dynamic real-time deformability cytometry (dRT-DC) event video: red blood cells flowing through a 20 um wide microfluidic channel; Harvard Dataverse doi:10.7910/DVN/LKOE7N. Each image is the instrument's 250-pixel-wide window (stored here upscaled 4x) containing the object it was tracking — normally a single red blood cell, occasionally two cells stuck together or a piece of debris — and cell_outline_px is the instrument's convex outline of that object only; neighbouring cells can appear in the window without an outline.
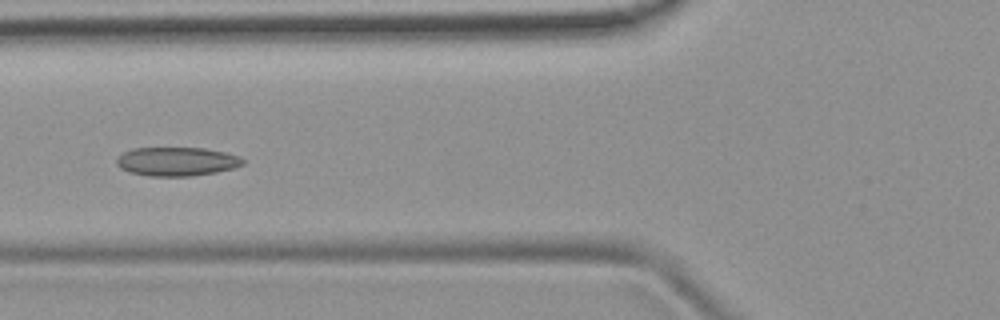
{"species": "common noctule bat (a hibernating species)", "species_latin": "Nyctalus noctula", "temperature_condition": "room temperature", "stored_images_in_passage": 51, "camera_frame_rate_fps": 3000, "um_per_image_px": 0.085, "animal": {"sex": "female", "body_mass_g": 19.9}, "frame": {"image": 1, "passage_image": 19, "time_ms": 6.0, "image_size_px": [1000, 320], "cell_outline_px": [[244, 164], [232, 168], [216, 172], [192, 176], [148, 176], [128, 172], [120, 168], [116, 164], [116, 160], [124, 152], [132, 148], [204, 148], [224, 152], [240, 156], [244, 160]], "centroid_in_image_um": [15.01, 13.73], "position_along_channel_um": 110.8, "area_um2": 21.21}}
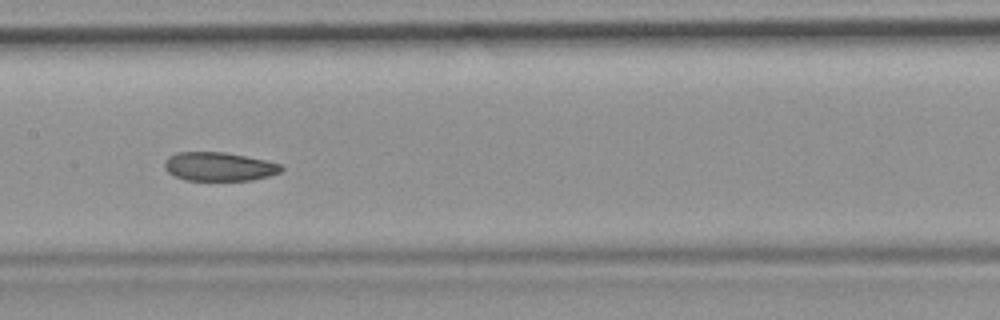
{"frame": {"image": 2, "passage_image": 25, "time_ms": 8.0, "image_size_px": [1000, 320], "cell_outline_px": [[284, 168], [280, 172], [268, 176], [252, 180], [184, 180], [168, 172], [164, 168], [164, 160], [168, 156], [176, 152], [224, 152], [264, 160], [280, 164]], "centroid_in_image_um": [18.58, 14.16], "position_along_channel_um": 188.8, "area_um2": 19.48}}
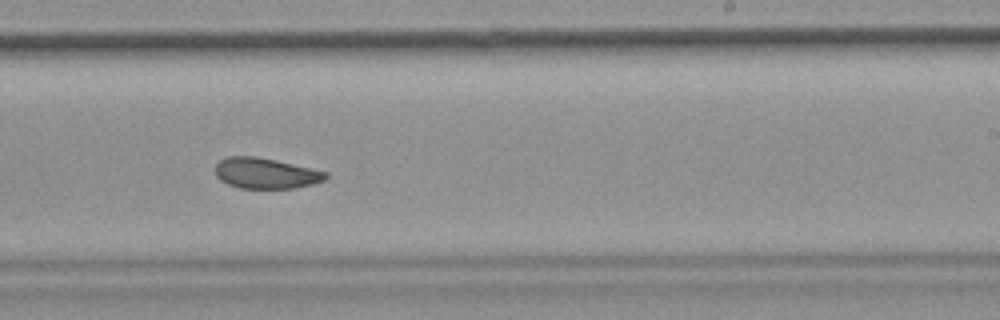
{"frame": {"image": 3, "passage_image": 31, "time_ms": 10.0, "image_size_px": [1000, 320], "cell_outline_px": [[328, 176], [324, 180], [312, 184], [296, 188], [240, 188], [228, 184], [220, 180], [216, 176], [216, 164], [220, 160], [228, 156], [256, 156], [276, 160], [328, 172]], "centroid_in_image_um": [22.58, 14.72], "position_along_channel_um": 266.4, "area_um2": 19.71}, "authors_computed_cell_mechanics": {"area_um2": 21.2126, "velocity_mm_per_s": 3.9079, "shape_relaxation_time_tau1_ms": null, "shape_relaxation_time_tau2_ms": 2.6432, "deformation_change_tau1": null, "deformation_change_tau2": 0.0657}}